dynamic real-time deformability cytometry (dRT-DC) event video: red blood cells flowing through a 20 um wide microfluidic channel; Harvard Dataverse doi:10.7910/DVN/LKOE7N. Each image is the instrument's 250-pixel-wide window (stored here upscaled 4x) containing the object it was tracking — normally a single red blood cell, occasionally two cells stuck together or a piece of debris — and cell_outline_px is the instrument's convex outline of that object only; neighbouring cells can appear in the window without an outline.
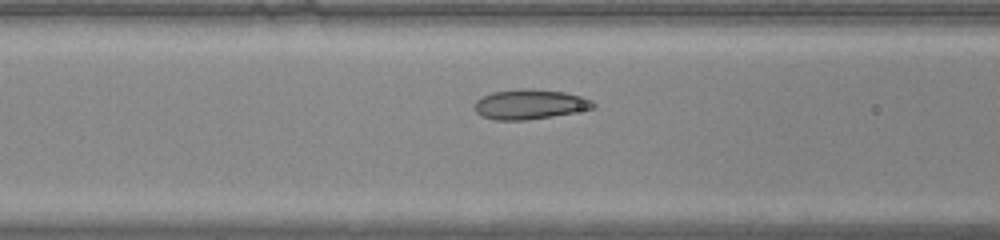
{"species": "common noctule bat (a hibernating species)", "species_latin": "Nyctalus noctula", "temperature_condition": "warm", "stored_images_in_passage": 44, "camera_frame_rate_fps": 3000, "um_per_image_px": 0.085, "animal": {"sex": "male", "body_mass_g": 20.0, "forearm_length_mm": 53.3}, "frame": {"image": 1, "passage_image": 15, "time_ms": 4.667, "image_size_px": [1000, 240], "cell_outline_px": [[596, 104], [592, 108], [552, 116], [524, 120], [496, 120], [480, 116], [476, 112], [472, 104], [480, 96], [492, 92], [520, 88], [524, 88], [564, 92], [580, 96], [592, 100]], "centroid_in_image_um": [44.94, 8.86], "position_along_channel_um": 121.7, "area_um2": 20.63}}
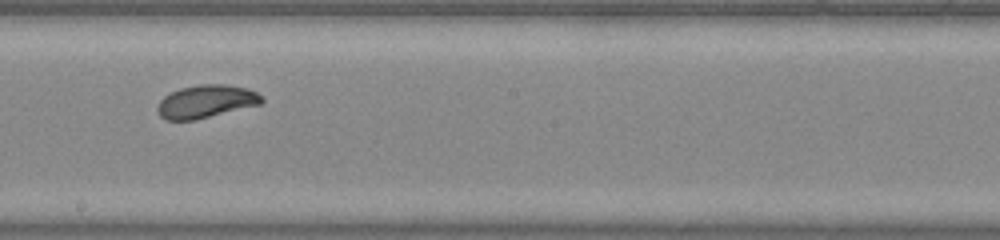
{"frame": {"image": 2, "passage_image": 23, "time_ms": 7.333, "image_size_px": [1000, 240], "cell_outline_px": [[264, 100], [260, 104], [196, 120], [164, 120], [160, 116], [156, 108], [160, 100], [164, 96], [180, 88], [200, 84], [224, 84], [248, 88], [256, 92]], "centroid_in_image_um": [17.49, 8.63], "position_along_channel_um": 230.7, "area_um2": 20.0}}
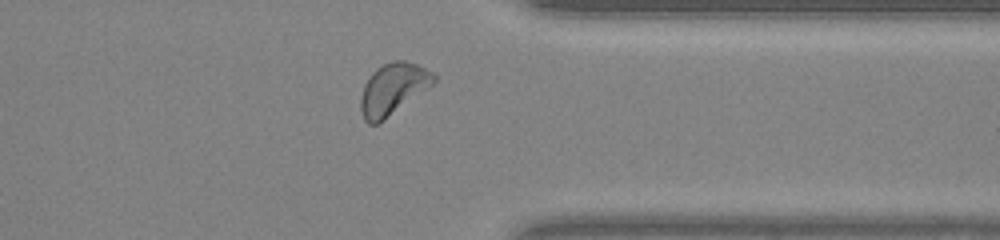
{"frame": {"image": 3, "passage_image": 34, "time_ms": 11.0, "image_size_px": [1000, 240], "cell_outline_px": [[436, 80], [428, 88], [384, 120], [376, 124], [368, 124], [364, 120], [360, 108], [360, 100], [364, 84], [372, 72], [376, 68], [392, 60], [404, 60], [416, 64], [432, 72], [436, 76]], "centroid_in_image_um": [33.38, 7.56], "position_along_channel_um": 378.0, "area_um2": 21.79}, "authors_computed_cell_mechanics": {"area_um2": 20.3745, "velocity_mm_per_s": 4.1045, "shape_relaxation_time_tau1_ms": 2.7511, "shape_relaxation_time_tau2_ms": null, "deformation_change_tau1": 0.1124, "deformation_change_tau2": null}}